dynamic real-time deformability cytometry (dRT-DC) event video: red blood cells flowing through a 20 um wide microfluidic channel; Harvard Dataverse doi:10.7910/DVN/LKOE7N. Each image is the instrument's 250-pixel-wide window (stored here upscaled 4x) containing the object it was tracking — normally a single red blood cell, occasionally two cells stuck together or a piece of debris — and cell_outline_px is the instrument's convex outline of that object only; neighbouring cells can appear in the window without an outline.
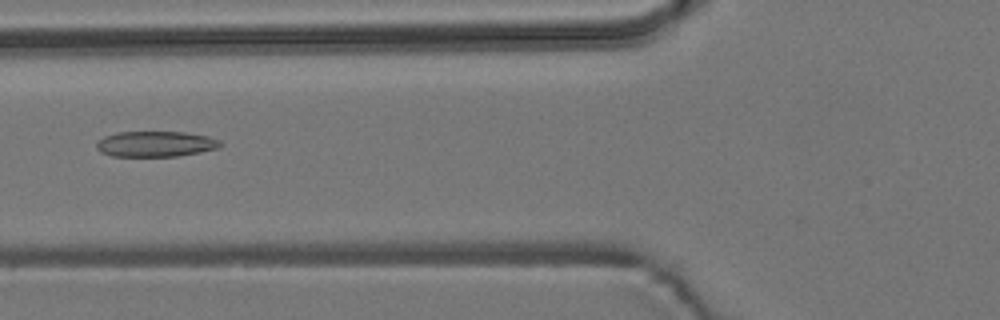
{"species": "common noctule bat (a hibernating species)", "species_latin": "Nyctalus noctula", "temperature_condition": "room temperature", "stored_images_in_passage": 44, "camera_frame_rate_fps": 3000, "um_per_image_px": 0.085, "animal": {"sex": "male", "body_mass_g": 19.2, "forearm_length_mm": 51.8}, "frame": {"image": 1, "passage_image": 21, "time_ms": 6.667, "image_size_px": [1000, 320], "cell_outline_px": [[224, 144], [216, 148], [200, 152], [176, 156], [112, 156], [100, 152], [96, 148], [96, 144], [104, 136], [116, 132], [184, 132], [208, 136], [220, 140]], "centroid_in_image_um": [13.22, 12.23], "position_along_channel_um": 112.6, "area_um2": 18.44}}
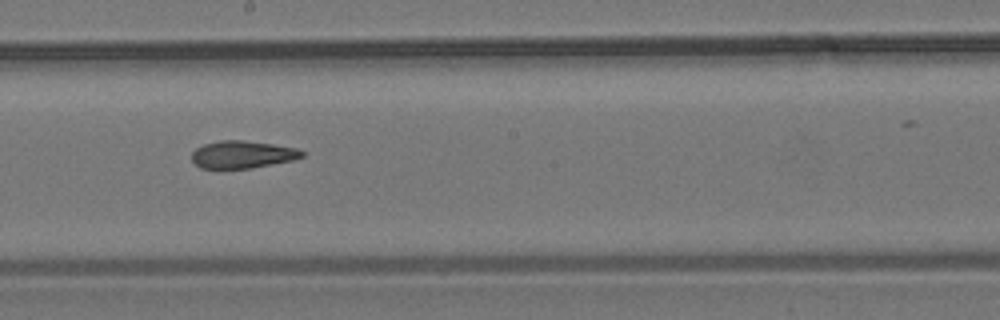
{"frame": {"image": 2, "passage_image": 30, "time_ms": 9.667, "image_size_px": [1000, 320], "cell_outline_px": [[304, 156], [292, 160], [272, 164], [248, 168], [200, 168], [192, 160], [192, 152], [196, 148], [204, 144], [220, 140], [244, 140], [272, 144], [296, 148], [304, 152]], "centroid_in_image_um": [20.59, 13.12], "position_along_channel_um": 227.6, "area_um2": 17.46}}
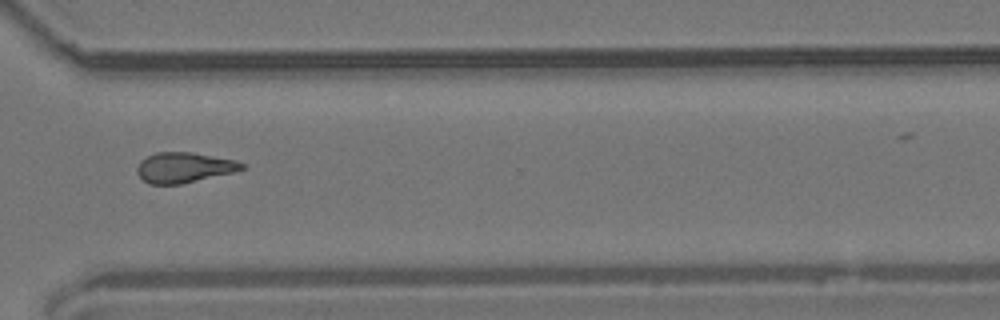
{"frame": {"image": 3, "passage_image": 40, "time_ms": 13.0, "image_size_px": [1000, 320], "cell_outline_px": [[244, 168], [232, 172], [180, 184], [148, 184], [136, 172], [136, 168], [140, 160], [156, 152], [192, 152], [236, 160], [244, 164]], "centroid_in_image_um": [15.6, 14.23], "position_along_channel_um": 355.0, "area_um2": 18.32}}